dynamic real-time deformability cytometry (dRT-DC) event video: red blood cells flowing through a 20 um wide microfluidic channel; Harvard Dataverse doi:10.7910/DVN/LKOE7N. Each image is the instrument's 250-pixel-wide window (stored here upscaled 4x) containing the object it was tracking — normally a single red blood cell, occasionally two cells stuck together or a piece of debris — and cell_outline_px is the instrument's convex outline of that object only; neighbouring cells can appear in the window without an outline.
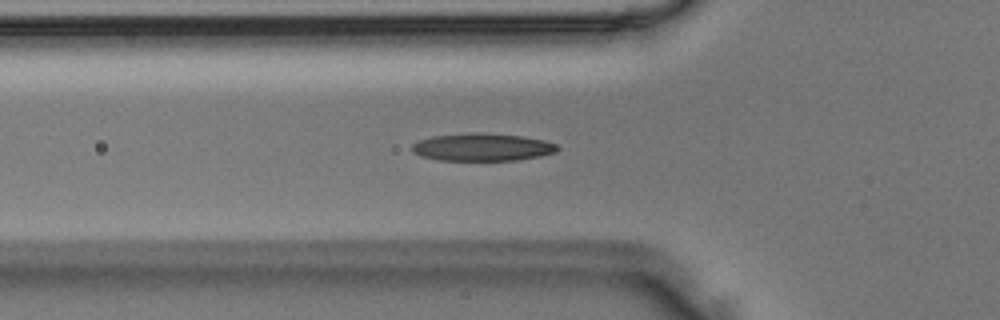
{"species": "Egyptian fruit bat (a non-hibernating species)", "species_latin": "Rousettus aegyptiacus", "temperature_condition": "room temperature", "stored_images_in_passage": 48, "camera_frame_rate_fps": 3000, "um_per_image_px": 0.085, "animal": {"sex": "male"}, "frame": {"image": 1, "passage_image": 16, "time_ms": 5.0, "image_size_px": [1000, 320], "cell_outline_px": [[560, 148], [556, 152], [540, 156], [516, 160], [436, 160], [420, 156], [412, 152], [412, 144], [420, 140], [432, 136], [472, 132], [480, 132], [524, 136], [544, 140], [556, 144]], "centroid_in_image_um": [40.99, 12.5], "position_along_channel_um": 84.8, "area_um2": 23.58}}
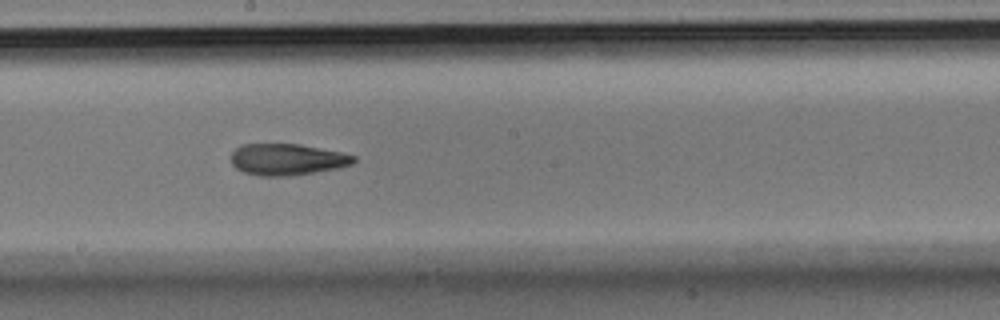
{"frame": {"image": 2, "passage_image": 26, "time_ms": 8.333, "image_size_px": [1000, 320], "cell_outline_px": [[356, 160], [352, 164], [340, 168], [288, 176], [260, 176], [244, 172], [236, 168], [232, 164], [232, 152], [240, 144], [300, 144], [340, 152], [356, 156]], "centroid_in_image_um": [24.41, 13.55], "position_along_channel_um": 223.8, "area_um2": 22.48}}
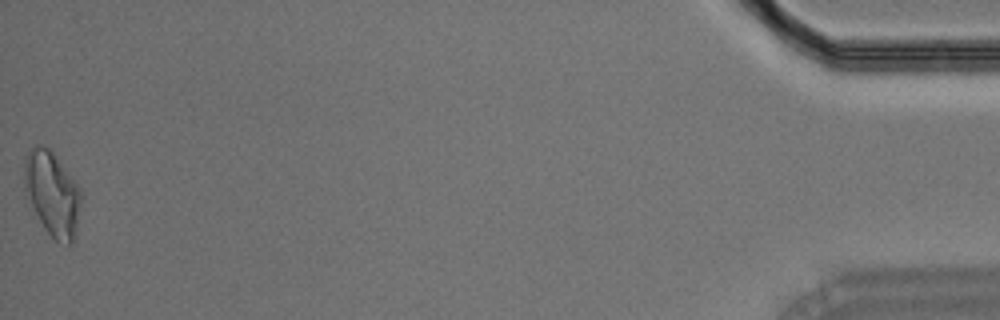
{"frame": {"image": 3, "passage_image": 48, "time_ms": 15.667, "image_size_px": [1000, 320], "cell_outline_px": [[80, 204], [76, 228], [72, 244], [68, 244], [56, 240], [44, 228], [24, 192], [24, 156], [36, 144], [44, 144], [52, 152], [72, 176], [80, 188]], "centroid_in_image_um": [4.41, 16.41], "position_along_channel_um": 430.8, "area_um2": 27.63}}